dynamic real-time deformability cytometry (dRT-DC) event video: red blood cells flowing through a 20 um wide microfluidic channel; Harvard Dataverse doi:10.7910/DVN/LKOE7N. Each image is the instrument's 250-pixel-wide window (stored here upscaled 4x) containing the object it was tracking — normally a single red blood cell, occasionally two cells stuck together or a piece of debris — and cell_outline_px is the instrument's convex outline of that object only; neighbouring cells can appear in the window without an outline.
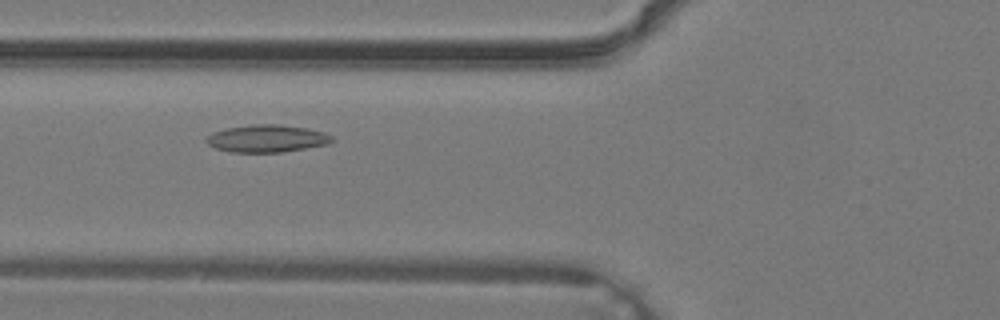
{"species": "common noctule bat (a hibernating species)", "species_latin": "Nyctalus noctula", "temperature_condition": "warm", "stored_images_in_passage": 26, "camera_frame_rate_fps": 3000, "um_per_image_px": 0.085, "animal": {"sex": "male", "body_mass_g": 19.2, "forearm_length_mm": 51.8}, "frame": {"image": 1, "passage_image": 3, "time_ms": 0.667, "image_size_px": [1000, 320], "cell_outline_px": [[336, 140], [328, 144], [284, 152], [232, 152], [216, 148], [208, 144], [204, 140], [212, 132], [228, 128], [252, 124], [280, 124], [304, 128], [324, 132], [332, 136]], "centroid_in_image_um": [22.7, 11.77], "position_along_channel_um": 103.1, "area_um2": 20.06}}
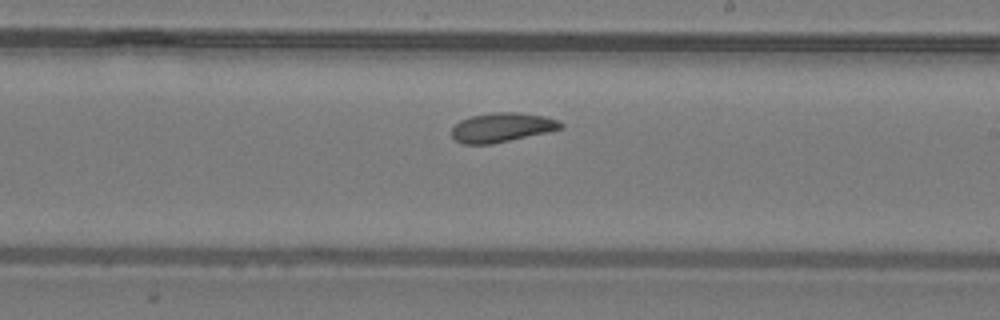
{"frame": {"image": 2, "passage_image": 11, "time_ms": 3.333, "image_size_px": [1000, 320], "cell_outline_px": [[564, 128], [548, 132], [492, 144], [460, 144], [452, 136], [452, 128], [460, 120], [472, 116], [496, 112], [516, 112], [544, 116], [560, 120], [564, 124]], "centroid_in_image_um": [42.69, 10.83], "position_along_channel_um": 246.3, "area_um2": 18.67}}
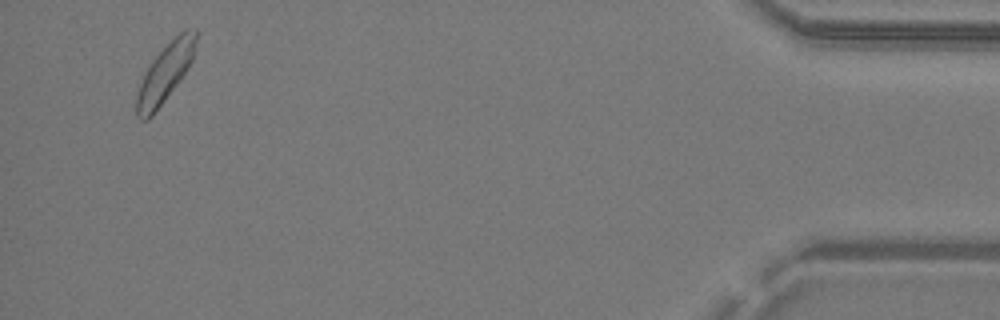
{"frame": {"image": 3, "passage_image": 25, "time_ms": 8.0, "image_size_px": [1000, 320], "cell_outline_px": [[196, 40], [192, 60], [188, 68], [180, 80], [152, 116], [148, 120], [140, 120], [136, 116], [136, 96], [144, 72], [152, 60], [184, 28], [196, 28]], "centroid_in_image_um": [14.02, 6.23], "position_along_channel_um": 421.2, "area_um2": 19.88}}